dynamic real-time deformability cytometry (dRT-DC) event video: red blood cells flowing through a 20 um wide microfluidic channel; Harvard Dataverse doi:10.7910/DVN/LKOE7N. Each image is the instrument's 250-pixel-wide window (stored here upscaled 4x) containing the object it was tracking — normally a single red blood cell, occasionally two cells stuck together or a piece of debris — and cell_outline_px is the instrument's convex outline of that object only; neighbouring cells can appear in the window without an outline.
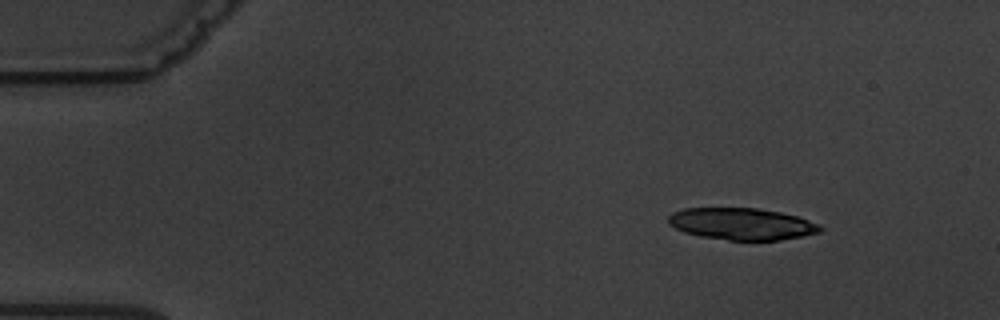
{"species": "common noctule bat (a hibernating species)", "species_latin": "Nyctalus noctula", "temperature_condition": "warm", "stored_images_in_passage": 3, "camera_frame_rate_fps": 3000, "um_per_image_px": 0.085, "animal": {"sex": "male", "body_mass_g": 19.5, "forearm_length_mm": 54.6}, "frame": {"image": 1, "passage_image": 1, "time_ms": 0.0, "image_size_px": [1000, 320], "cell_outline_px": [[824, 228], [820, 232], [780, 240], [728, 240], [700, 236], [684, 232], [668, 224], [668, 216], [672, 212], [684, 208], [756, 208], [780, 212], [796, 216], [820, 224]], "centroid_in_image_um": [63.03, 19.03], "position_along_channel_um": 22.0, "area_um2": 28.15}}